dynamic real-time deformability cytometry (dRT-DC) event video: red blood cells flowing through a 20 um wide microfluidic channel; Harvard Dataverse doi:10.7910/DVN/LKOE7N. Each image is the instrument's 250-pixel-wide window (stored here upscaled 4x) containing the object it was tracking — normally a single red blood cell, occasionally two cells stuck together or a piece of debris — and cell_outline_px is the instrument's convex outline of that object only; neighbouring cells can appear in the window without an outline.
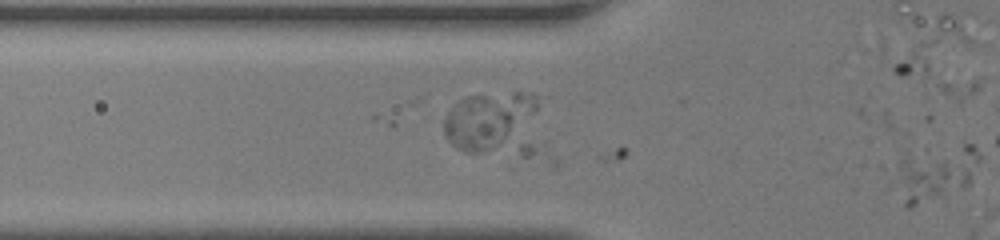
{"species": "human", "species_latin": "Homo sapiens", "temperature_condition": "room temperature", "stored_images_in_passage": 6, "camera_frame_rate_fps": 3000, "um_per_image_px": 0.085, "donor": {"sex": "female"}, "frame": {"image": 1, "passage_image": 6, "time_ms": 1.667, "image_size_px": [1000, 240], "cell_outline_px": [[968, 188], [908, 208], [904, 204], [888, 184], [888, 172], [892, 168], [904, 160], [944, 164], [968, 172]], "centroid_in_image_um": [78.65, 15.42], "position_along_channel_um": 47.1, "area_um2": 19.13}}